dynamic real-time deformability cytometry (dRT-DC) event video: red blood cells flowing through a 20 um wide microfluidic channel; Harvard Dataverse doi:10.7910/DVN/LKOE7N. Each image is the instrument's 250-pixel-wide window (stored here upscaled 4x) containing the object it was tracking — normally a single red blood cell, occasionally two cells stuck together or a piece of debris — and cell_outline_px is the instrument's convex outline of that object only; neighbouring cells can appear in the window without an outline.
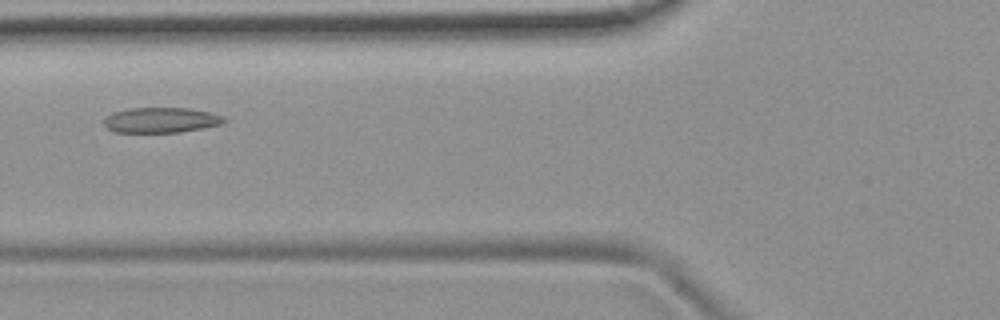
{"species": "common noctule bat (a hibernating species)", "species_latin": "Nyctalus noctula", "temperature_condition": "room temperature", "stored_images_in_passage": 12, "camera_frame_rate_fps": 3000, "um_per_image_px": 0.085, "animal": {"sex": "female", "body_mass_g": 19.9}, "frame": {"image": 1, "passage_image": 3, "time_ms": 2.333, "image_size_px": [1000, 320], "cell_outline_px": [[228, 120], [224, 124], [204, 128], [180, 132], [116, 132], [108, 128], [104, 124], [104, 120], [112, 112], [128, 108], [188, 108], [212, 112]], "centroid_in_image_um": [13.73, 10.2], "position_along_channel_um": 112.1, "area_um2": 17.74}}
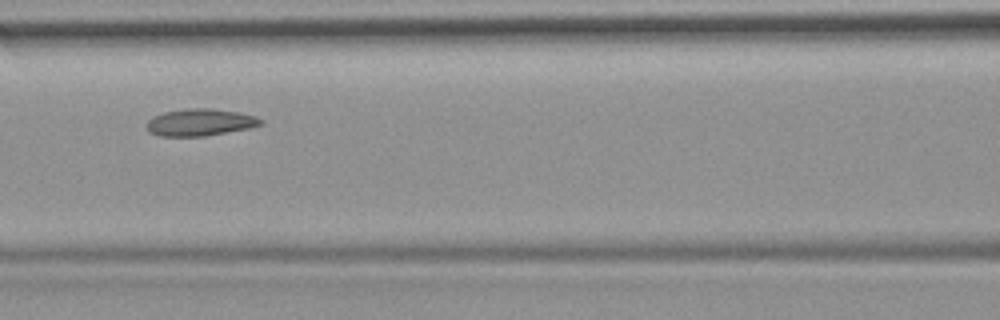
{"frame": {"image": 2, "passage_image": 4, "time_ms": 3.333, "image_size_px": [1000, 320], "cell_outline_px": [[264, 120], [260, 124], [248, 128], [204, 136], [160, 136], [148, 132], [144, 124], [152, 116], [164, 112], [188, 108], [212, 108], [240, 112], [256, 116]], "centroid_in_image_um": [16.96, 10.39], "position_along_channel_um": 149.6, "area_um2": 18.09}}